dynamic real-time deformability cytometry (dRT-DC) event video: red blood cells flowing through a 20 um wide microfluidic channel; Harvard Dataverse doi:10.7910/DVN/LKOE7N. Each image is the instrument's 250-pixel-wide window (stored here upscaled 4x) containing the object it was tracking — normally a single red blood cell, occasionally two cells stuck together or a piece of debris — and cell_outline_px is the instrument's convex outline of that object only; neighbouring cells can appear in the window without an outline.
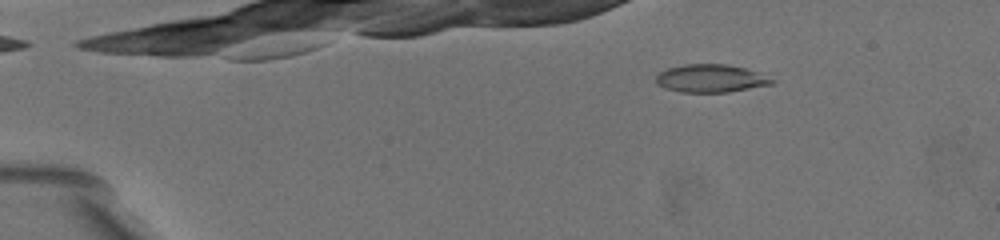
{"species": "common noctule bat (a hibernating species)", "species_latin": "Nyctalus noctula", "temperature_condition": "warm", "stored_images_in_passage": 55, "camera_frame_rate_fps": 3000, "um_per_image_px": 0.085, "animal": {"sex": "female", "body_mass_g": 19.5, "forearm_length_mm": 54.1}, "frame": {"image": 1, "passage_image": 10, "time_ms": 3.0, "image_size_px": [1000, 240], "cell_outline_px": [[776, 84], [728, 92], [680, 92], [664, 88], [656, 84], [656, 76], [660, 72], [668, 68], [684, 64], [728, 64], [744, 68], [756, 72], [776, 80]], "centroid_in_image_um": [60.42, 6.67], "position_along_channel_um": 24.6, "area_um2": 18.96}}
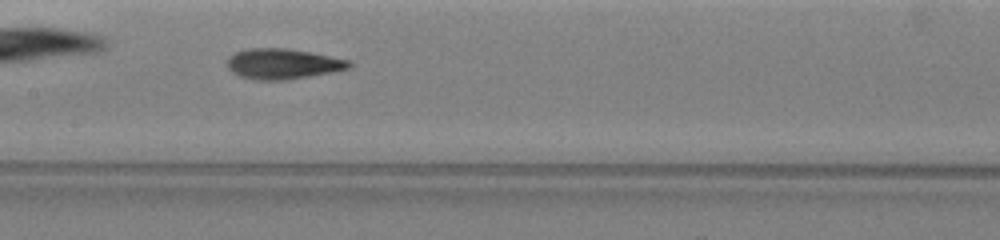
{"frame": {"image": 2, "passage_image": 34, "time_ms": 10.333, "image_size_px": [1000, 240], "cell_outline_px": [[352, 64], [348, 68], [332, 72], [284, 80], [256, 80], [240, 76], [232, 72], [228, 68], [228, 56], [236, 52], [252, 48], [288, 48], [352, 60]], "centroid_in_image_um": [24.04, 5.42], "position_along_channel_um": 183.4, "area_um2": 21.5}}
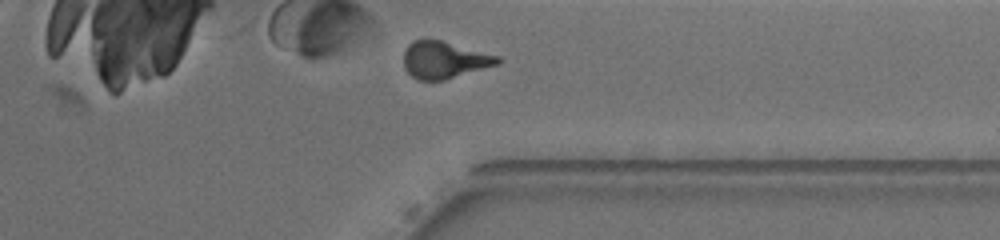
{"frame": {"image": 3, "passage_image": 52, "time_ms": 15.667, "image_size_px": [1000, 240], "cell_outline_px": [[500, 64], [444, 80], [416, 80], [404, 68], [404, 52], [408, 44], [416, 40], [440, 40], [500, 56]], "centroid_in_image_um": [37.77, 5.1], "position_along_channel_um": 373.6, "area_um2": 20.17}, "authors_computed_cell_mechanics": {"area_um2": 20.4612, "velocity_mm_per_s": 3.5823, "shape_relaxation_time_tau1_ms": 5.3087, "shape_relaxation_time_tau2_ms": 2.7389, "deformation_change_tau1": 0.1837, "deformation_change_tau2": 0.1156}}